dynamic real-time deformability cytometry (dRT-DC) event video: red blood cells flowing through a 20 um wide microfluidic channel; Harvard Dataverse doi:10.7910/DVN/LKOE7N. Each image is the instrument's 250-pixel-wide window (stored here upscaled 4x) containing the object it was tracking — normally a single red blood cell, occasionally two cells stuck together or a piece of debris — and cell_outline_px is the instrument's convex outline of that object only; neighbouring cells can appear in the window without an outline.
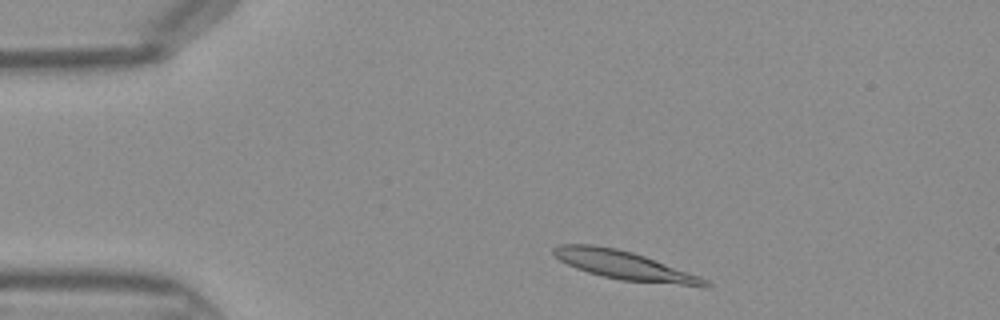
{"species": "Egyptian fruit bat (a non-hibernating species)", "species_latin": "Rousettus aegyptiacus", "temperature_condition": "warm", "stored_images_in_passage": 34, "camera_frame_rate_fps": 3000, "um_per_image_px": 0.085, "frame": {"image": 1, "passage_image": 3, "time_ms": 0.667, "image_size_px": [1000, 320], "cell_outline_px": [[712, 284], [708, 288], [704, 288], [620, 280], [588, 272], [576, 268], [560, 260], [552, 252], [552, 248], [560, 244], [592, 244], [616, 248], [632, 252], [644, 256], [700, 276], [708, 280]], "centroid_in_image_um": [53.16, 22.58], "position_along_channel_um": 31.8, "area_um2": 25.43}}
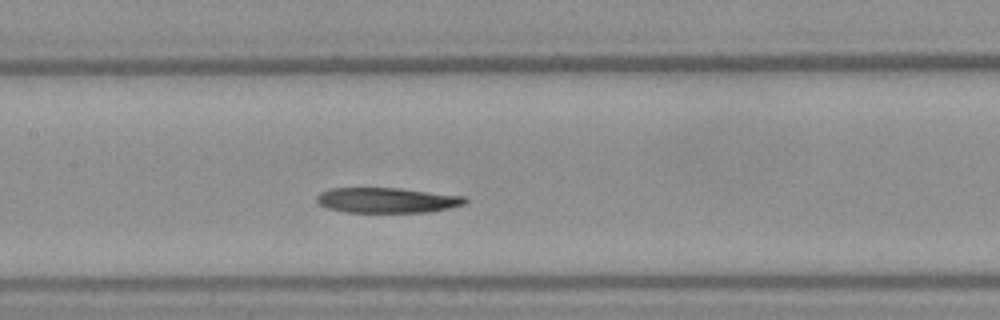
{"frame": {"image": 2, "passage_image": 16, "time_ms": 5.0, "image_size_px": [1000, 320], "cell_outline_px": [[468, 200], [464, 204], [448, 208], [428, 212], [344, 212], [328, 208], [320, 204], [316, 200], [316, 196], [320, 192], [332, 188], [400, 188], [464, 196]], "centroid_in_image_um": [32.88, 17.02], "position_along_channel_um": 174.5, "area_um2": 21.73}}
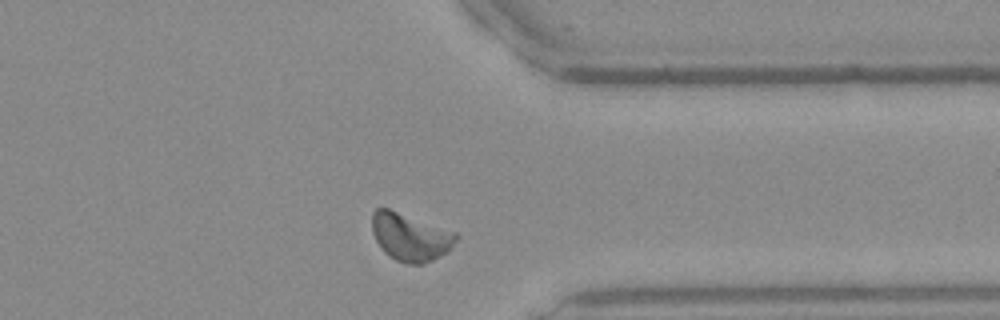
{"frame": {"image": 3, "passage_image": 30, "time_ms": 9.667, "image_size_px": [1000, 320], "cell_outline_px": [[456, 240], [448, 252], [424, 264], [408, 264], [396, 260], [388, 256], [384, 252], [376, 240], [372, 232], [372, 212], [376, 208], [388, 208], [456, 232]], "centroid_in_image_um": [34.85, 20.15], "position_along_channel_um": 376.5, "area_um2": 23.29}}